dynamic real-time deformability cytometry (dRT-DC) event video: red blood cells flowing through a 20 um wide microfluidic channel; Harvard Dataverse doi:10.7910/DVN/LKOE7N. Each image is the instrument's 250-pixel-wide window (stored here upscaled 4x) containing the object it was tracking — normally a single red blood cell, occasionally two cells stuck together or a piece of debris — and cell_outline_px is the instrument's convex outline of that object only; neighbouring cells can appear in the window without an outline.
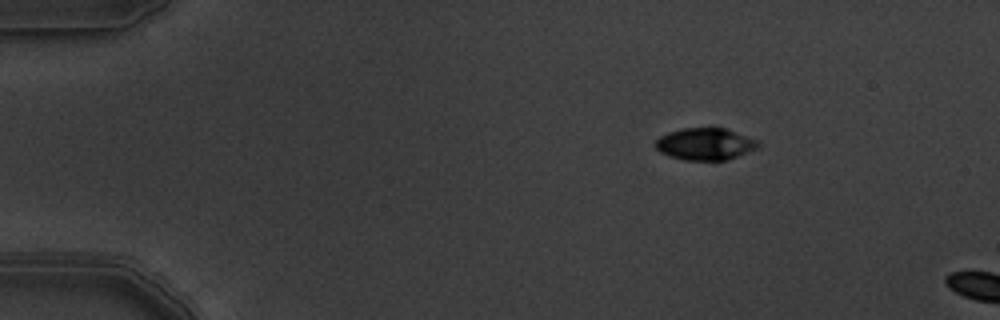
{"species": "common noctule bat (a hibernating species)", "species_latin": "Nyctalus noctula", "temperature_condition": "warm", "stored_images_in_passage": 2, "camera_frame_rate_fps": 3000, "um_per_image_px": 0.085, "animal": {"sex": "male", "body_mass_g": 19.5, "forearm_length_mm": 54.6}, "frame": {"image": 1, "passage_image": 1, "time_ms": 0.0, "image_size_px": [1000, 320], "cell_outline_px": [[760, 148], [728, 160], [684, 160], [660, 152], [652, 144], [660, 136], [668, 132], [684, 128], [724, 128], [756, 140], [760, 144]], "centroid_in_image_um": [59.93, 12.25], "position_along_channel_um": 25.1, "area_um2": 19.13}}